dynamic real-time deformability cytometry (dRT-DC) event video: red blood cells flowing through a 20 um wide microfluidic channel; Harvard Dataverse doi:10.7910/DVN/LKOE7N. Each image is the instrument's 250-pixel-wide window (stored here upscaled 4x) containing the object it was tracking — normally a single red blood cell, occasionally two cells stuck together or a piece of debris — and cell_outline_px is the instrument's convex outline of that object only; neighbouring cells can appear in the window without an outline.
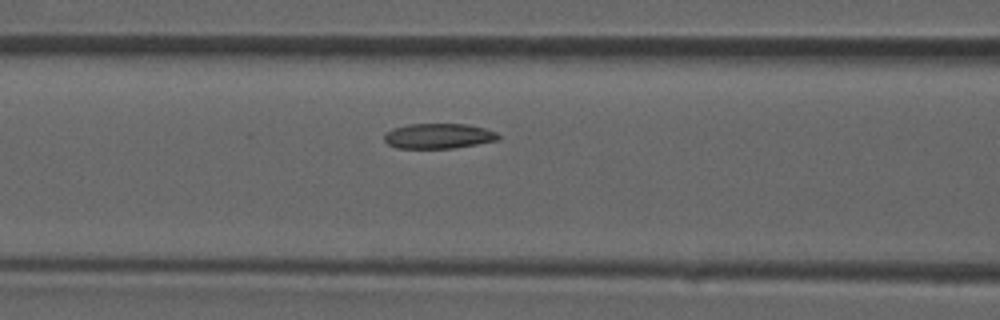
{"species": "common noctule bat (a hibernating species)", "species_latin": "Nyctalus noctula", "temperature_condition": "room temperature", "stored_images_in_passage": 5, "camera_frame_rate_fps": 3000, "um_per_image_px": 0.085, "animal": {"sex": "male", "forearm_length_mm": 52.5}, "frame": {"image": 1, "passage_image": 5, "time_ms": 4.667, "image_size_px": [1000, 320], "cell_outline_px": [[500, 140], [452, 148], [396, 148], [388, 144], [384, 140], [384, 136], [392, 128], [408, 124], [464, 124], [484, 128], [496, 132], [500, 136]], "centroid_in_image_um": [37.27, 11.56], "position_along_channel_um": 129.3, "area_um2": 16.65}}